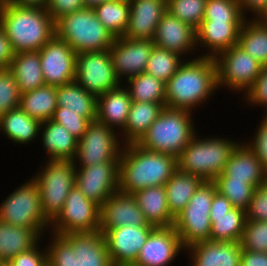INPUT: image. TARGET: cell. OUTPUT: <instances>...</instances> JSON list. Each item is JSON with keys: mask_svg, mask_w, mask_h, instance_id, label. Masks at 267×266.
Wrapping results in <instances>:
<instances>
[{"mask_svg": "<svg viewBox=\"0 0 267 266\" xmlns=\"http://www.w3.org/2000/svg\"><path fill=\"white\" fill-rule=\"evenodd\" d=\"M125 147V148H124ZM120 155L119 191L126 194L152 186H164L177 170L176 157L125 144Z\"/></svg>", "mask_w": 267, "mask_h": 266, "instance_id": "1", "label": "cell"}, {"mask_svg": "<svg viewBox=\"0 0 267 266\" xmlns=\"http://www.w3.org/2000/svg\"><path fill=\"white\" fill-rule=\"evenodd\" d=\"M217 88L214 58L201 55L182 62L176 73L166 82V107L192 110L207 100Z\"/></svg>", "mask_w": 267, "mask_h": 266, "instance_id": "2", "label": "cell"}, {"mask_svg": "<svg viewBox=\"0 0 267 266\" xmlns=\"http://www.w3.org/2000/svg\"><path fill=\"white\" fill-rule=\"evenodd\" d=\"M0 26L15 53L39 51L56 35L55 21L46 7L8 3L0 10Z\"/></svg>", "mask_w": 267, "mask_h": 266, "instance_id": "3", "label": "cell"}, {"mask_svg": "<svg viewBox=\"0 0 267 266\" xmlns=\"http://www.w3.org/2000/svg\"><path fill=\"white\" fill-rule=\"evenodd\" d=\"M56 36L78 54L109 50L115 36L97 18L93 8L84 7L55 22Z\"/></svg>", "mask_w": 267, "mask_h": 266, "instance_id": "4", "label": "cell"}, {"mask_svg": "<svg viewBox=\"0 0 267 266\" xmlns=\"http://www.w3.org/2000/svg\"><path fill=\"white\" fill-rule=\"evenodd\" d=\"M196 134L176 157L177 170L213 181L222 174L237 147L232 140L221 138L196 139Z\"/></svg>", "mask_w": 267, "mask_h": 266, "instance_id": "5", "label": "cell"}, {"mask_svg": "<svg viewBox=\"0 0 267 266\" xmlns=\"http://www.w3.org/2000/svg\"><path fill=\"white\" fill-rule=\"evenodd\" d=\"M191 112L165 107L136 144L177 157L196 134Z\"/></svg>", "mask_w": 267, "mask_h": 266, "instance_id": "6", "label": "cell"}, {"mask_svg": "<svg viewBox=\"0 0 267 266\" xmlns=\"http://www.w3.org/2000/svg\"><path fill=\"white\" fill-rule=\"evenodd\" d=\"M217 192L214 181H203L189 203L175 217L174 228L185 248L210 240V209Z\"/></svg>", "mask_w": 267, "mask_h": 266, "instance_id": "7", "label": "cell"}, {"mask_svg": "<svg viewBox=\"0 0 267 266\" xmlns=\"http://www.w3.org/2000/svg\"><path fill=\"white\" fill-rule=\"evenodd\" d=\"M75 163L73 160H48L46 167L33 177L39 187L43 216L50 224L60 214L75 185Z\"/></svg>", "mask_w": 267, "mask_h": 266, "instance_id": "8", "label": "cell"}, {"mask_svg": "<svg viewBox=\"0 0 267 266\" xmlns=\"http://www.w3.org/2000/svg\"><path fill=\"white\" fill-rule=\"evenodd\" d=\"M0 220L13 226L32 228L41 237L50 223L43 216L40 191L34 179L20 185L0 204Z\"/></svg>", "mask_w": 267, "mask_h": 266, "instance_id": "9", "label": "cell"}, {"mask_svg": "<svg viewBox=\"0 0 267 266\" xmlns=\"http://www.w3.org/2000/svg\"><path fill=\"white\" fill-rule=\"evenodd\" d=\"M217 87L227 86L230 90H244L253 85L262 65L238 44L221 52L215 58ZM244 88V89H243Z\"/></svg>", "mask_w": 267, "mask_h": 266, "instance_id": "10", "label": "cell"}, {"mask_svg": "<svg viewBox=\"0 0 267 266\" xmlns=\"http://www.w3.org/2000/svg\"><path fill=\"white\" fill-rule=\"evenodd\" d=\"M75 81L96 96L121 85L109 50L78 53L76 55Z\"/></svg>", "mask_w": 267, "mask_h": 266, "instance_id": "11", "label": "cell"}, {"mask_svg": "<svg viewBox=\"0 0 267 266\" xmlns=\"http://www.w3.org/2000/svg\"><path fill=\"white\" fill-rule=\"evenodd\" d=\"M51 226L55 229L51 232L58 235L97 231L100 228V206L87 199L74 185Z\"/></svg>", "mask_w": 267, "mask_h": 266, "instance_id": "12", "label": "cell"}, {"mask_svg": "<svg viewBox=\"0 0 267 266\" xmlns=\"http://www.w3.org/2000/svg\"><path fill=\"white\" fill-rule=\"evenodd\" d=\"M113 129L97 120L90 122L78 140L74 161L79 159L77 161H80V167L99 162H120L122 148Z\"/></svg>", "mask_w": 267, "mask_h": 266, "instance_id": "13", "label": "cell"}, {"mask_svg": "<svg viewBox=\"0 0 267 266\" xmlns=\"http://www.w3.org/2000/svg\"><path fill=\"white\" fill-rule=\"evenodd\" d=\"M120 162H99L75 169V185L89 200L101 206L119 191Z\"/></svg>", "mask_w": 267, "mask_h": 266, "instance_id": "14", "label": "cell"}, {"mask_svg": "<svg viewBox=\"0 0 267 266\" xmlns=\"http://www.w3.org/2000/svg\"><path fill=\"white\" fill-rule=\"evenodd\" d=\"M40 61L45 84L61 86L75 80L77 53L56 35L40 50Z\"/></svg>", "mask_w": 267, "mask_h": 266, "instance_id": "15", "label": "cell"}, {"mask_svg": "<svg viewBox=\"0 0 267 266\" xmlns=\"http://www.w3.org/2000/svg\"><path fill=\"white\" fill-rule=\"evenodd\" d=\"M154 46L151 39L115 37L109 51L117 78L121 80L124 75L129 79L145 72Z\"/></svg>", "mask_w": 267, "mask_h": 266, "instance_id": "16", "label": "cell"}, {"mask_svg": "<svg viewBox=\"0 0 267 266\" xmlns=\"http://www.w3.org/2000/svg\"><path fill=\"white\" fill-rule=\"evenodd\" d=\"M210 240L240 242L246 224V210L231 205L228 198L215 193L210 209Z\"/></svg>", "mask_w": 267, "mask_h": 266, "instance_id": "17", "label": "cell"}, {"mask_svg": "<svg viewBox=\"0 0 267 266\" xmlns=\"http://www.w3.org/2000/svg\"><path fill=\"white\" fill-rule=\"evenodd\" d=\"M155 228L152 225L133 226L130 224L109 229L104 236L113 265L133 264L141 247Z\"/></svg>", "mask_w": 267, "mask_h": 266, "instance_id": "18", "label": "cell"}, {"mask_svg": "<svg viewBox=\"0 0 267 266\" xmlns=\"http://www.w3.org/2000/svg\"><path fill=\"white\" fill-rule=\"evenodd\" d=\"M183 245L174 226L156 227L141 247L135 266H166L172 262Z\"/></svg>", "mask_w": 267, "mask_h": 266, "instance_id": "19", "label": "cell"}, {"mask_svg": "<svg viewBox=\"0 0 267 266\" xmlns=\"http://www.w3.org/2000/svg\"><path fill=\"white\" fill-rule=\"evenodd\" d=\"M143 226L147 223L133 194L117 191L100 206V228L105 234L109 229L129 225Z\"/></svg>", "mask_w": 267, "mask_h": 266, "instance_id": "20", "label": "cell"}, {"mask_svg": "<svg viewBox=\"0 0 267 266\" xmlns=\"http://www.w3.org/2000/svg\"><path fill=\"white\" fill-rule=\"evenodd\" d=\"M130 16L123 37L129 39H151L167 11V0H129Z\"/></svg>", "mask_w": 267, "mask_h": 266, "instance_id": "21", "label": "cell"}, {"mask_svg": "<svg viewBox=\"0 0 267 266\" xmlns=\"http://www.w3.org/2000/svg\"><path fill=\"white\" fill-rule=\"evenodd\" d=\"M153 41L156 47L181 56L195 48L196 30L166 11L157 26Z\"/></svg>", "mask_w": 267, "mask_h": 266, "instance_id": "22", "label": "cell"}, {"mask_svg": "<svg viewBox=\"0 0 267 266\" xmlns=\"http://www.w3.org/2000/svg\"><path fill=\"white\" fill-rule=\"evenodd\" d=\"M245 21H202L196 29V44L208 47L205 57L215 58L221 52L238 44L239 32Z\"/></svg>", "mask_w": 267, "mask_h": 266, "instance_id": "23", "label": "cell"}, {"mask_svg": "<svg viewBox=\"0 0 267 266\" xmlns=\"http://www.w3.org/2000/svg\"><path fill=\"white\" fill-rule=\"evenodd\" d=\"M192 266H240V242L202 241L190 245Z\"/></svg>", "mask_w": 267, "mask_h": 266, "instance_id": "24", "label": "cell"}, {"mask_svg": "<svg viewBox=\"0 0 267 266\" xmlns=\"http://www.w3.org/2000/svg\"><path fill=\"white\" fill-rule=\"evenodd\" d=\"M71 244L80 266H114L104 234L100 231L71 232L63 235Z\"/></svg>", "mask_w": 267, "mask_h": 266, "instance_id": "25", "label": "cell"}, {"mask_svg": "<svg viewBox=\"0 0 267 266\" xmlns=\"http://www.w3.org/2000/svg\"><path fill=\"white\" fill-rule=\"evenodd\" d=\"M230 180L248 181L255 188L267 181V171L248 146L238 143L223 172Z\"/></svg>", "mask_w": 267, "mask_h": 266, "instance_id": "26", "label": "cell"}, {"mask_svg": "<svg viewBox=\"0 0 267 266\" xmlns=\"http://www.w3.org/2000/svg\"><path fill=\"white\" fill-rule=\"evenodd\" d=\"M132 99L126 88L118 86L97 96L96 120L106 124L109 128L124 129ZM113 126V127H112Z\"/></svg>", "mask_w": 267, "mask_h": 266, "instance_id": "27", "label": "cell"}, {"mask_svg": "<svg viewBox=\"0 0 267 266\" xmlns=\"http://www.w3.org/2000/svg\"><path fill=\"white\" fill-rule=\"evenodd\" d=\"M148 224L154 227L174 226L175 217L170 213L164 186H152L133 193Z\"/></svg>", "mask_w": 267, "mask_h": 266, "instance_id": "28", "label": "cell"}, {"mask_svg": "<svg viewBox=\"0 0 267 266\" xmlns=\"http://www.w3.org/2000/svg\"><path fill=\"white\" fill-rule=\"evenodd\" d=\"M57 107L63 111L78 112L90 122L97 117V96L85 90L75 80L61 86H56Z\"/></svg>", "mask_w": 267, "mask_h": 266, "instance_id": "29", "label": "cell"}, {"mask_svg": "<svg viewBox=\"0 0 267 266\" xmlns=\"http://www.w3.org/2000/svg\"><path fill=\"white\" fill-rule=\"evenodd\" d=\"M40 132L43 134V146L49 153L50 160H75L78 139L69 133L64 126L47 120L41 123Z\"/></svg>", "mask_w": 267, "mask_h": 266, "instance_id": "30", "label": "cell"}, {"mask_svg": "<svg viewBox=\"0 0 267 266\" xmlns=\"http://www.w3.org/2000/svg\"><path fill=\"white\" fill-rule=\"evenodd\" d=\"M9 69L14 75L20 93L45 85L39 51L15 53Z\"/></svg>", "mask_w": 267, "mask_h": 266, "instance_id": "31", "label": "cell"}, {"mask_svg": "<svg viewBox=\"0 0 267 266\" xmlns=\"http://www.w3.org/2000/svg\"><path fill=\"white\" fill-rule=\"evenodd\" d=\"M165 107L166 103L132 101L123 129L124 143H137Z\"/></svg>", "mask_w": 267, "mask_h": 266, "instance_id": "32", "label": "cell"}, {"mask_svg": "<svg viewBox=\"0 0 267 266\" xmlns=\"http://www.w3.org/2000/svg\"><path fill=\"white\" fill-rule=\"evenodd\" d=\"M39 236L32 228L13 226L0 220V262H7L32 249L37 245Z\"/></svg>", "mask_w": 267, "mask_h": 266, "instance_id": "33", "label": "cell"}, {"mask_svg": "<svg viewBox=\"0 0 267 266\" xmlns=\"http://www.w3.org/2000/svg\"><path fill=\"white\" fill-rule=\"evenodd\" d=\"M19 108L41 123L51 120L57 108L56 86L45 84L34 90L21 93Z\"/></svg>", "mask_w": 267, "mask_h": 266, "instance_id": "34", "label": "cell"}, {"mask_svg": "<svg viewBox=\"0 0 267 266\" xmlns=\"http://www.w3.org/2000/svg\"><path fill=\"white\" fill-rule=\"evenodd\" d=\"M204 180L194 174L176 170L165 183L164 188L170 213L176 217L196 192Z\"/></svg>", "mask_w": 267, "mask_h": 266, "instance_id": "35", "label": "cell"}, {"mask_svg": "<svg viewBox=\"0 0 267 266\" xmlns=\"http://www.w3.org/2000/svg\"><path fill=\"white\" fill-rule=\"evenodd\" d=\"M40 126L39 120L31 118L19 107L11 109L0 117V130L16 143H29L39 134Z\"/></svg>", "mask_w": 267, "mask_h": 266, "instance_id": "36", "label": "cell"}, {"mask_svg": "<svg viewBox=\"0 0 267 266\" xmlns=\"http://www.w3.org/2000/svg\"><path fill=\"white\" fill-rule=\"evenodd\" d=\"M97 18L113 36L122 37L130 16L129 0H108L93 8Z\"/></svg>", "mask_w": 267, "mask_h": 266, "instance_id": "37", "label": "cell"}, {"mask_svg": "<svg viewBox=\"0 0 267 266\" xmlns=\"http://www.w3.org/2000/svg\"><path fill=\"white\" fill-rule=\"evenodd\" d=\"M255 20V21H254ZM243 23L238 45L255 58L262 66L267 65V28L256 19Z\"/></svg>", "mask_w": 267, "mask_h": 266, "instance_id": "38", "label": "cell"}, {"mask_svg": "<svg viewBox=\"0 0 267 266\" xmlns=\"http://www.w3.org/2000/svg\"><path fill=\"white\" fill-rule=\"evenodd\" d=\"M127 90L132 101L165 103L166 83L156 77L143 72L127 79Z\"/></svg>", "mask_w": 267, "mask_h": 266, "instance_id": "39", "label": "cell"}, {"mask_svg": "<svg viewBox=\"0 0 267 266\" xmlns=\"http://www.w3.org/2000/svg\"><path fill=\"white\" fill-rule=\"evenodd\" d=\"M217 191L229 199L231 205L246 210L251 202L255 187L248 181L230 180L223 173L214 180Z\"/></svg>", "mask_w": 267, "mask_h": 266, "instance_id": "40", "label": "cell"}, {"mask_svg": "<svg viewBox=\"0 0 267 266\" xmlns=\"http://www.w3.org/2000/svg\"><path fill=\"white\" fill-rule=\"evenodd\" d=\"M174 52L154 46L147 62L145 72L163 82H167L177 71L183 61Z\"/></svg>", "mask_w": 267, "mask_h": 266, "instance_id": "41", "label": "cell"}, {"mask_svg": "<svg viewBox=\"0 0 267 266\" xmlns=\"http://www.w3.org/2000/svg\"><path fill=\"white\" fill-rule=\"evenodd\" d=\"M207 0H167V11L195 30L200 26Z\"/></svg>", "mask_w": 267, "mask_h": 266, "instance_id": "42", "label": "cell"}, {"mask_svg": "<svg viewBox=\"0 0 267 266\" xmlns=\"http://www.w3.org/2000/svg\"><path fill=\"white\" fill-rule=\"evenodd\" d=\"M238 0H207L202 21H245Z\"/></svg>", "mask_w": 267, "mask_h": 266, "instance_id": "43", "label": "cell"}, {"mask_svg": "<svg viewBox=\"0 0 267 266\" xmlns=\"http://www.w3.org/2000/svg\"><path fill=\"white\" fill-rule=\"evenodd\" d=\"M47 251L48 266H80L72 244L63 236L55 234Z\"/></svg>", "mask_w": 267, "mask_h": 266, "instance_id": "44", "label": "cell"}, {"mask_svg": "<svg viewBox=\"0 0 267 266\" xmlns=\"http://www.w3.org/2000/svg\"><path fill=\"white\" fill-rule=\"evenodd\" d=\"M240 244L242 249L267 253V221L246 220Z\"/></svg>", "mask_w": 267, "mask_h": 266, "instance_id": "45", "label": "cell"}, {"mask_svg": "<svg viewBox=\"0 0 267 266\" xmlns=\"http://www.w3.org/2000/svg\"><path fill=\"white\" fill-rule=\"evenodd\" d=\"M21 93L12 71L0 69V117L11 109L19 107Z\"/></svg>", "mask_w": 267, "mask_h": 266, "instance_id": "46", "label": "cell"}, {"mask_svg": "<svg viewBox=\"0 0 267 266\" xmlns=\"http://www.w3.org/2000/svg\"><path fill=\"white\" fill-rule=\"evenodd\" d=\"M52 121L64 126L78 140L85 133L90 121L79 115L78 112L63 111V107H57L54 111Z\"/></svg>", "mask_w": 267, "mask_h": 266, "instance_id": "47", "label": "cell"}, {"mask_svg": "<svg viewBox=\"0 0 267 266\" xmlns=\"http://www.w3.org/2000/svg\"><path fill=\"white\" fill-rule=\"evenodd\" d=\"M246 220L267 221V181L255 188L246 209Z\"/></svg>", "mask_w": 267, "mask_h": 266, "instance_id": "48", "label": "cell"}, {"mask_svg": "<svg viewBox=\"0 0 267 266\" xmlns=\"http://www.w3.org/2000/svg\"><path fill=\"white\" fill-rule=\"evenodd\" d=\"M245 94H247L245 96L247 101L264 105L267 109V65L262 66L259 76Z\"/></svg>", "mask_w": 267, "mask_h": 266, "instance_id": "49", "label": "cell"}, {"mask_svg": "<svg viewBox=\"0 0 267 266\" xmlns=\"http://www.w3.org/2000/svg\"><path fill=\"white\" fill-rule=\"evenodd\" d=\"M45 252L41 253L36 245L32 249L14 256L7 263L8 266H48L47 251Z\"/></svg>", "mask_w": 267, "mask_h": 266, "instance_id": "50", "label": "cell"}, {"mask_svg": "<svg viewBox=\"0 0 267 266\" xmlns=\"http://www.w3.org/2000/svg\"><path fill=\"white\" fill-rule=\"evenodd\" d=\"M84 7L83 0H49L46 10L56 22L62 16L73 13Z\"/></svg>", "mask_w": 267, "mask_h": 266, "instance_id": "51", "label": "cell"}, {"mask_svg": "<svg viewBox=\"0 0 267 266\" xmlns=\"http://www.w3.org/2000/svg\"><path fill=\"white\" fill-rule=\"evenodd\" d=\"M254 142L248 143V146L255 152L257 159L262 163L263 168L267 171V115L263 117Z\"/></svg>", "mask_w": 267, "mask_h": 266, "instance_id": "52", "label": "cell"}, {"mask_svg": "<svg viewBox=\"0 0 267 266\" xmlns=\"http://www.w3.org/2000/svg\"><path fill=\"white\" fill-rule=\"evenodd\" d=\"M14 55L10 40L0 26V69L9 68Z\"/></svg>", "mask_w": 267, "mask_h": 266, "instance_id": "53", "label": "cell"}, {"mask_svg": "<svg viewBox=\"0 0 267 266\" xmlns=\"http://www.w3.org/2000/svg\"><path fill=\"white\" fill-rule=\"evenodd\" d=\"M240 266H267V253L242 249Z\"/></svg>", "mask_w": 267, "mask_h": 266, "instance_id": "54", "label": "cell"}, {"mask_svg": "<svg viewBox=\"0 0 267 266\" xmlns=\"http://www.w3.org/2000/svg\"><path fill=\"white\" fill-rule=\"evenodd\" d=\"M238 2L242 14L245 10H250L251 13L257 14L256 18L267 8V0H238Z\"/></svg>", "mask_w": 267, "mask_h": 266, "instance_id": "55", "label": "cell"}, {"mask_svg": "<svg viewBox=\"0 0 267 266\" xmlns=\"http://www.w3.org/2000/svg\"><path fill=\"white\" fill-rule=\"evenodd\" d=\"M49 0H9V3L18 6L46 7Z\"/></svg>", "mask_w": 267, "mask_h": 266, "instance_id": "56", "label": "cell"}, {"mask_svg": "<svg viewBox=\"0 0 267 266\" xmlns=\"http://www.w3.org/2000/svg\"><path fill=\"white\" fill-rule=\"evenodd\" d=\"M105 1L108 0H83L84 6L87 8H94L95 6L102 4Z\"/></svg>", "mask_w": 267, "mask_h": 266, "instance_id": "57", "label": "cell"}, {"mask_svg": "<svg viewBox=\"0 0 267 266\" xmlns=\"http://www.w3.org/2000/svg\"><path fill=\"white\" fill-rule=\"evenodd\" d=\"M255 19L267 28V8Z\"/></svg>", "mask_w": 267, "mask_h": 266, "instance_id": "58", "label": "cell"}, {"mask_svg": "<svg viewBox=\"0 0 267 266\" xmlns=\"http://www.w3.org/2000/svg\"><path fill=\"white\" fill-rule=\"evenodd\" d=\"M9 3V0H0V10Z\"/></svg>", "mask_w": 267, "mask_h": 266, "instance_id": "59", "label": "cell"}, {"mask_svg": "<svg viewBox=\"0 0 267 266\" xmlns=\"http://www.w3.org/2000/svg\"><path fill=\"white\" fill-rule=\"evenodd\" d=\"M0 266H8L7 262H0Z\"/></svg>", "mask_w": 267, "mask_h": 266, "instance_id": "60", "label": "cell"}, {"mask_svg": "<svg viewBox=\"0 0 267 266\" xmlns=\"http://www.w3.org/2000/svg\"><path fill=\"white\" fill-rule=\"evenodd\" d=\"M117 266H135L133 264H121V265H117Z\"/></svg>", "mask_w": 267, "mask_h": 266, "instance_id": "61", "label": "cell"}]
</instances>
